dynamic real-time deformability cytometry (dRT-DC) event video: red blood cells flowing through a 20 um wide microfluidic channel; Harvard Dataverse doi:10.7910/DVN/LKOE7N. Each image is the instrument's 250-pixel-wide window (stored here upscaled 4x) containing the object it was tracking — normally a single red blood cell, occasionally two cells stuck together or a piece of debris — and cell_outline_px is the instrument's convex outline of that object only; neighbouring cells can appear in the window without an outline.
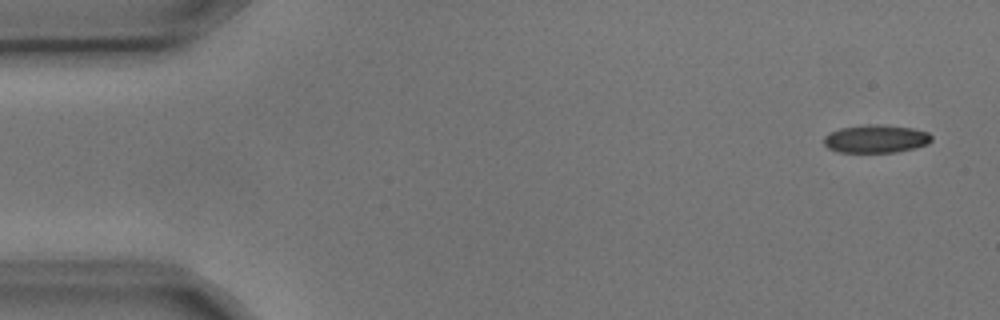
{"species": "common noctule bat (a hibernating species)", "species_latin": "Nyctalus noctula", "temperature_condition": "cold", "stored_images_in_passage": 4, "camera_frame_rate_fps": 3000, "um_per_image_px": 0.085, "animal": {"sex": "male", "body_mass_g": 17.9, "forearm_length_mm": 54.2}, "frame": {"image": 1, "passage_image": 1, "time_ms": 0.0, "image_size_px": [1000, 320], "cell_outline_px": [[932, 140], [928, 144], [916, 148], [896, 152], [836, 152], [828, 148], [824, 144], [824, 136], [828, 132], [840, 128], [864, 124], [876, 124], [912, 128], [928, 132], [932, 136]], "centroid_in_image_um": [74.44, 11.8], "position_along_channel_um": 10.6, "area_um2": 17.8}}
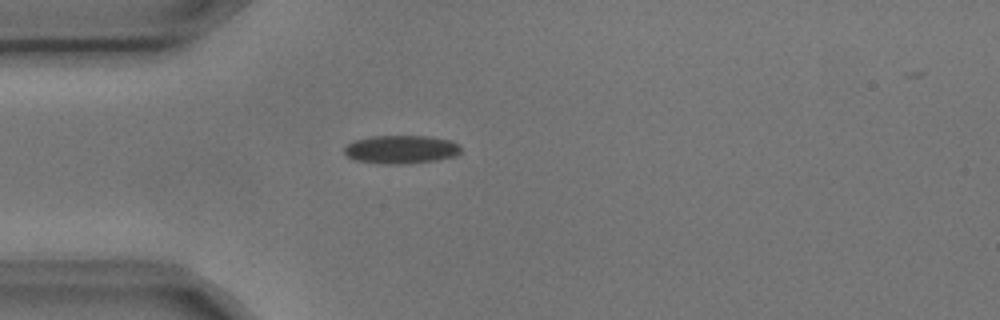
{"frame": {"image": 2, "passage_image": 4, "time_ms": 1.0, "image_size_px": [1000, 320], "cell_outline_px": [[460, 152], [456, 156], [436, 160], [400, 164], [384, 164], [356, 160], [348, 156], [344, 152], [344, 148], [352, 140], [372, 136], [428, 136], [452, 140], [460, 144]], "centroid_in_image_um": [34.11, 12.69], "position_along_channel_um": 50.9, "area_um2": 19.31}}